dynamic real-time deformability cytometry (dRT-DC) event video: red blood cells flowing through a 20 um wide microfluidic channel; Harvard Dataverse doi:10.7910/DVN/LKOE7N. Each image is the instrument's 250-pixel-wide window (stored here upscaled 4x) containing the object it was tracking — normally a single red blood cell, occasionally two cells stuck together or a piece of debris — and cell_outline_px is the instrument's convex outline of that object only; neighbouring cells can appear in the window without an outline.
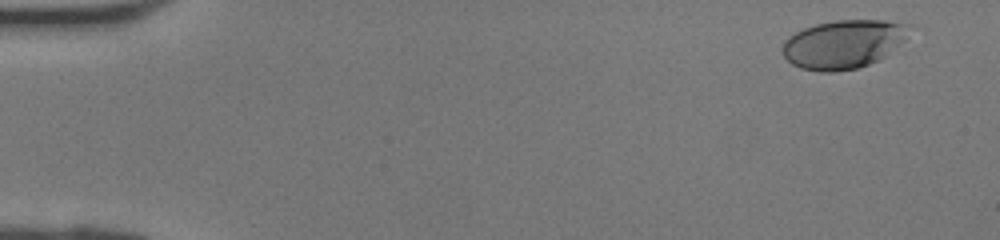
{"species": "human", "species_latin": "Homo sapiens", "temperature_condition": "room temperature", "stored_images_in_passage": 42, "camera_frame_rate_fps": 3000, "um_per_image_px": 0.085, "donor": {"sex": "female"}, "frame": {"image": 1, "passage_image": 3, "time_ms": 0.667, "image_size_px": [1000, 240], "cell_outline_px": [[920, 28], [880, 60], [856, 68], [832, 72], [820, 72], [800, 68], [792, 64], [784, 56], [780, 48], [784, 40], [788, 36], [804, 28], [816, 24], [836, 20], [884, 20], [916, 24]], "centroid_in_image_um": [71.79, 3.72], "position_along_channel_um": 13.2, "area_um2": 36.82}}
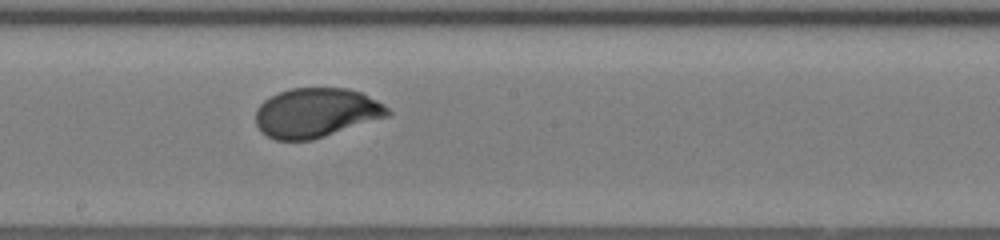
{"frame": {"image": 2, "passage_image": 24, "time_ms": 7.667, "image_size_px": [1000, 240], "cell_outline_px": [[392, 112], [388, 116], [312, 140], [276, 140], [268, 136], [256, 124], [256, 108], [264, 100], [280, 92], [292, 88], [348, 88], [360, 92], [384, 104]], "centroid_in_image_um": [26.87, 9.58], "position_along_channel_um": 221.3, "area_um2": 37.69}}
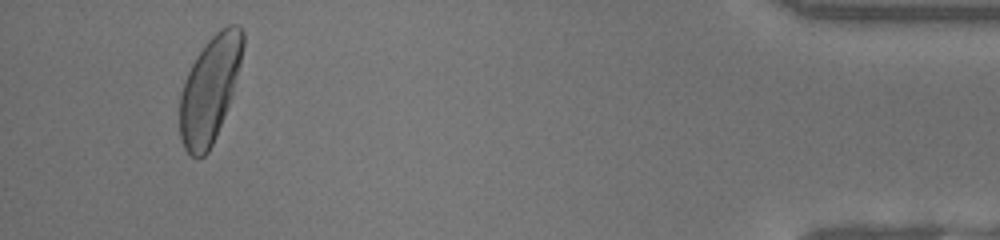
{"frame": {"image": 3, "passage_image": 40, "time_ms": 13.0, "image_size_px": [1000, 240], "cell_outline_px": [[244, 44], [240, 64], [232, 96], [216, 136], [208, 152], [204, 156], [192, 156], [184, 148], [180, 136], [180, 92], [184, 80], [196, 56], [204, 44], [220, 28], [228, 24], [236, 24], [244, 32]], "centroid_in_image_um": [17.83, 7.56], "position_along_channel_um": 417.4, "area_um2": 38.84}}